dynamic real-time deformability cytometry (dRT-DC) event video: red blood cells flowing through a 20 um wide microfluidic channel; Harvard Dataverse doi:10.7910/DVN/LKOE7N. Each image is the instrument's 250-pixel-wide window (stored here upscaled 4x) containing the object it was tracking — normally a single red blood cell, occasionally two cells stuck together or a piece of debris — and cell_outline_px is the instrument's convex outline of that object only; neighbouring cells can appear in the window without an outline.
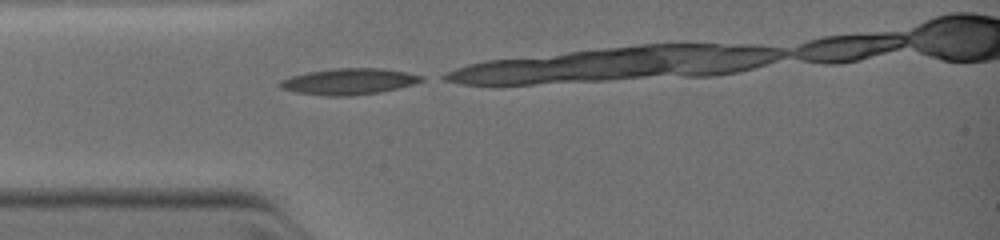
{"species": "common noctule bat (a hibernating species)", "species_latin": "Nyctalus noctula", "temperature_condition": "warm", "stored_images_in_passage": 5, "camera_frame_rate_fps": 3000, "um_per_image_px": 0.085, "animal": {"sex": "female", "body_mass_g": 19.0, "forearm_length_mm": 51.5}, "frame": {"image": 1, "passage_image": 1, "time_ms": 0.0, "image_size_px": [1000, 240], "cell_outline_px": [[424, 80], [412, 84], [380, 92], [348, 96], [328, 96], [296, 92], [280, 88], [276, 84], [280, 80], [292, 76], [308, 72], [332, 68], [380, 68], [408, 72], [424, 76]], "centroid_in_image_um": [29.63, 6.92], "position_along_channel_um": 55.4, "area_um2": 21.56}}